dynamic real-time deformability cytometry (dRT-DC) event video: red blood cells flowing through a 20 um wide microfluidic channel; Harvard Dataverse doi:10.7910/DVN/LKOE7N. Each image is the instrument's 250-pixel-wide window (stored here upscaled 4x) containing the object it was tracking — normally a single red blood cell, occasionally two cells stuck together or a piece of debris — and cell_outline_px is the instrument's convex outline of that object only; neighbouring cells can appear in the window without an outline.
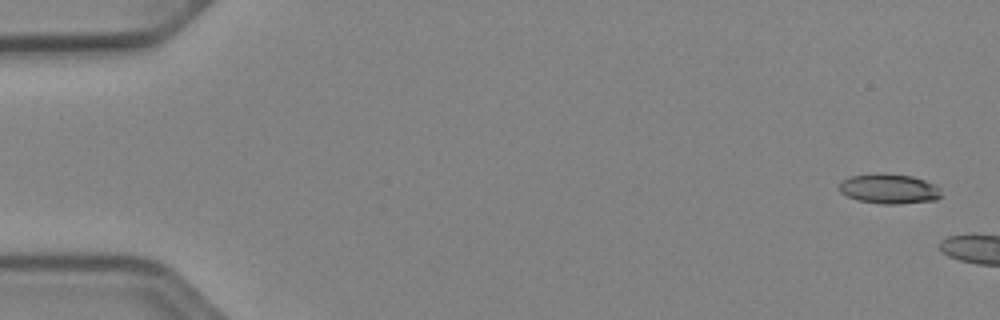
{"species": "Egyptian fruit bat (a non-hibernating species)", "species_latin": "Rousettus aegyptiacus", "temperature_condition": "cold", "stored_images_in_passage": 12, "camera_frame_rate_fps": 3000, "um_per_image_px": 0.085, "animal": {"sex": "female"}, "frame": {"image": 1, "passage_image": 1, "time_ms": 0.0, "image_size_px": [1000, 320], "cell_outline_px": [[940, 196], [936, 200], [900, 204], [880, 204], [856, 200], [840, 192], [836, 188], [840, 180], [848, 176], [872, 172], [884, 172], [912, 176], [936, 184], [940, 188]], "centroid_in_image_um": [75.5, 16.02], "position_along_channel_um": 9.5, "area_um2": 18.44}}